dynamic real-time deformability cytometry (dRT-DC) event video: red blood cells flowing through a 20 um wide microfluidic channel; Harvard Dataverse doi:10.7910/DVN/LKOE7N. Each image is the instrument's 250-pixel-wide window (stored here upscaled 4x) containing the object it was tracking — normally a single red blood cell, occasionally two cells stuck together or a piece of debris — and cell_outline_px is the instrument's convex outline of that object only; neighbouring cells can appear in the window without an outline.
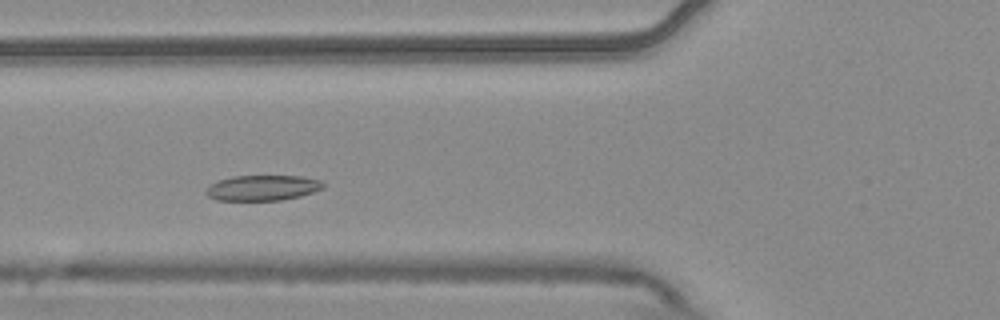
{"species": "common noctule bat (a hibernating species)", "species_latin": "Nyctalus noctula", "temperature_condition": "warm", "stored_images_in_passage": 5, "camera_frame_rate_fps": 3000, "um_per_image_px": 0.085, "animal": {"sex": "male", "body_mass_g": 20.4}, "frame": {"image": 1, "passage_image": 4, "time_ms": 1.0, "image_size_px": [1000, 320], "cell_outline_px": [[324, 188], [300, 196], [284, 200], [216, 200], [208, 196], [204, 192], [212, 184], [220, 180], [232, 176], [304, 176], [320, 180], [324, 184]], "centroid_in_image_um": [22.35, 15.97], "position_along_channel_um": 103.5, "area_um2": 17.28}}
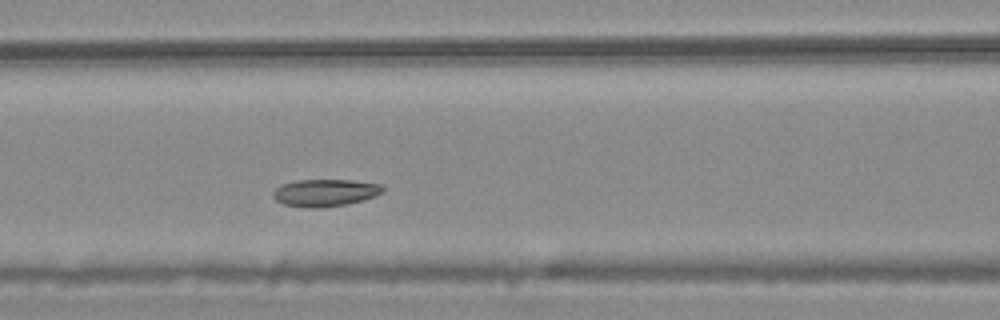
{"frame": {"image": 2, "passage_image": 5, "time_ms": 1.333, "image_size_px": [1000, 320], "cell_outline_px": [[384, 188], [380, 192], [364, 200], [348, 204], [312, 208], [308, 208], [284, 204], [276, 200], [272, 196], [272, 192], [280, 184], [296, 180], [352, 180], [380, 184]], "centroid_in_image_um": [27.57, 16.37], "position_along_channel_um": 139.0, "area_um2": 17.28}}